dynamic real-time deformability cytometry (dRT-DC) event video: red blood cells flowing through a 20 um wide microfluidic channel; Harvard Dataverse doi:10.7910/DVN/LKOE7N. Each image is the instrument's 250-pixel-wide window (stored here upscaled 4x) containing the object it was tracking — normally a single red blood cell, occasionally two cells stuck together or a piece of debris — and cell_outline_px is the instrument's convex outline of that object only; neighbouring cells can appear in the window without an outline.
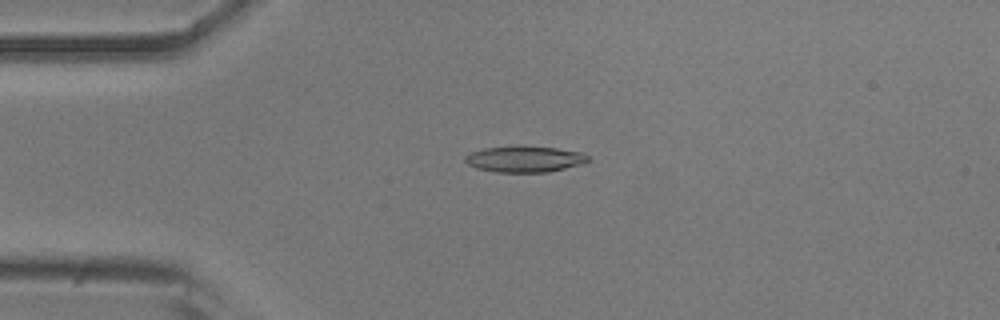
{"species": "common noctule bat (a hibernating species)", "species_latin": "Nyctalus noctula", "temperature_condition": "room temperature", "stored_images_in_passage": 52, "camera_frame_rate_fps": 3000, "um_per_image_px": 0.085, "animal": {"sex": "male", "body_mass_g": 20.5, "forearm_length_mm": 52.5}, "frame": {"image": 1, "passage_image": 13, "time_ms": 4.0, "image_size_px": [1000, 320], "cell_outline_px": [[588, 160], [580, 164], [564, 168], [544, 172], [496, 172], [476, 168], [468, 164], [464, 160], [464, 156], [468, 152], [484, 148], [516, 144], [524, 144], [556, 148], [584, 152], [588, 156]], "centroid_in_image_um": [44.53, 13.48], "position_along_channel_um": 40.5, "area_um2": 19.19}}
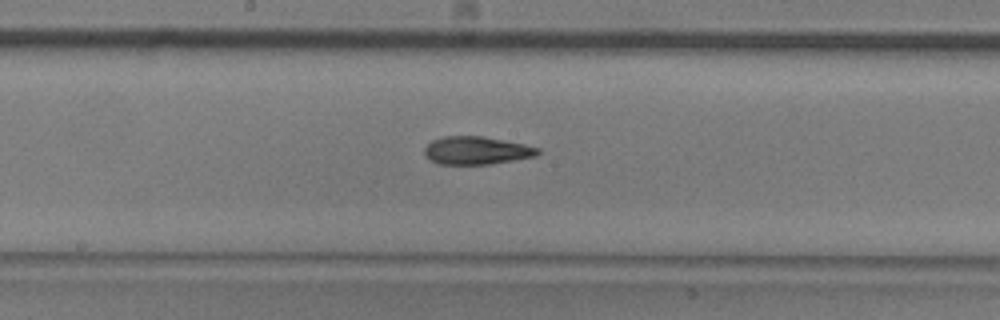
{"frame": {"image": 2, "passage_image": 28, "time_ms": 9.0, "image_size_px": [1000, 320], "cell_outline_px": [[540, 152], [536, 156], [488, 164], [436, 164], [424, 156], [424, 148], [432, 140], [444, 136], [484, 136], [524, 144], [540, 148]], "centroid_in_image_um": [40.47, 12.79], "position_along_channel_um": 207.7, "area_um2": 18.5}}
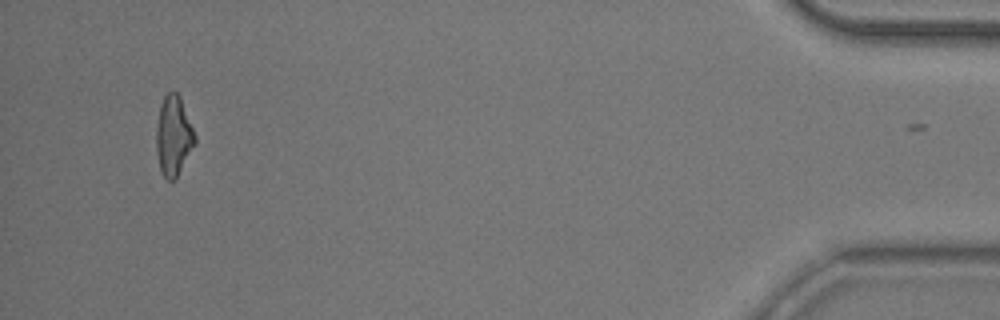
{"frame": {"image": 3, "passage_image": 51, "time_ms": 16.667, "image_size_px": [1000, 320], "cell_outline_px": [[196, 144], [176, 180], [168, 180], [164, 176], [160, 168], [156, 152], [156, 128], [160, 104], [164, 96], [168, 92], [176, 92], [180, 96], [196, 136]], "centroid_in_image_um": [14.76, 11.57], "position_along_channel_um": 420.4, "area_um2": 18.15}, "authors_computed_cell_mechanics": {"area_um2": 18.5249, "velocity_mm_per_s": 3.7965, "shape_relaxation_time_tau1_ms": 6.5314, "shape_relaxation_time_tau2_ms": 5.099, "deformation_change_tau1": 0.1971, "deformation_change_tau2": 0.1144}}